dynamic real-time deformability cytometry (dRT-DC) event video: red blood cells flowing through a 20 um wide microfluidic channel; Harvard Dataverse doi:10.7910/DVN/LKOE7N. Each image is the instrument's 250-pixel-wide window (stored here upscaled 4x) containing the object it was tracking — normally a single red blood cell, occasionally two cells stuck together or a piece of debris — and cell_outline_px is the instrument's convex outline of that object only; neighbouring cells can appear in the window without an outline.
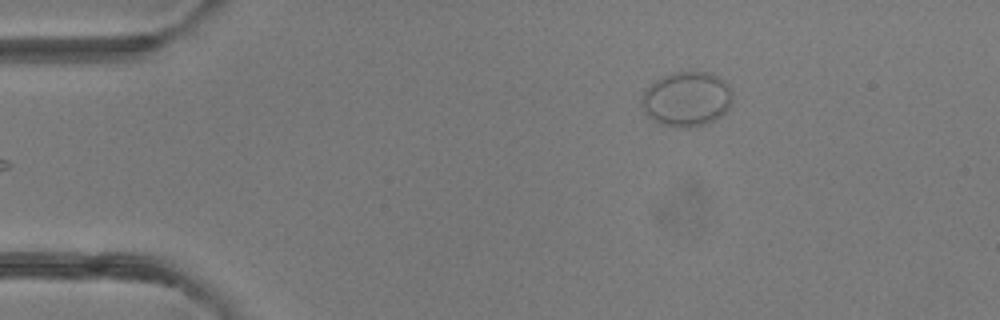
{"species": "common noctule bat (a hibernating species)", "species_latin": "Nyctalus noctula", "temperature_condition": "room temperature", "stored_images_in_passage": 5, "camera_frame_rate_fps": 3000, "um_per_image_px": 0.085, "animal": {"sex": "female"}, "frame": {"image": 1, "passage_image": 5, "time_ms": 4.667, "image_size_px": [1000, 320], "cell_outline_px": [[732, 104], [716, 120], [704, 124], [688, 128], [684, 128], [660, 124], [652, 120], [644, 112], [640, 104], [640, 100], [644, 92], [660, 76], [672, 72], [712, 72], [720, 76], [728, 84], [732, 92]], "centroid_in_image_um": [58.38, 8.41], "position_along_channel_um": 26.6, "area_um2": 29.36}}